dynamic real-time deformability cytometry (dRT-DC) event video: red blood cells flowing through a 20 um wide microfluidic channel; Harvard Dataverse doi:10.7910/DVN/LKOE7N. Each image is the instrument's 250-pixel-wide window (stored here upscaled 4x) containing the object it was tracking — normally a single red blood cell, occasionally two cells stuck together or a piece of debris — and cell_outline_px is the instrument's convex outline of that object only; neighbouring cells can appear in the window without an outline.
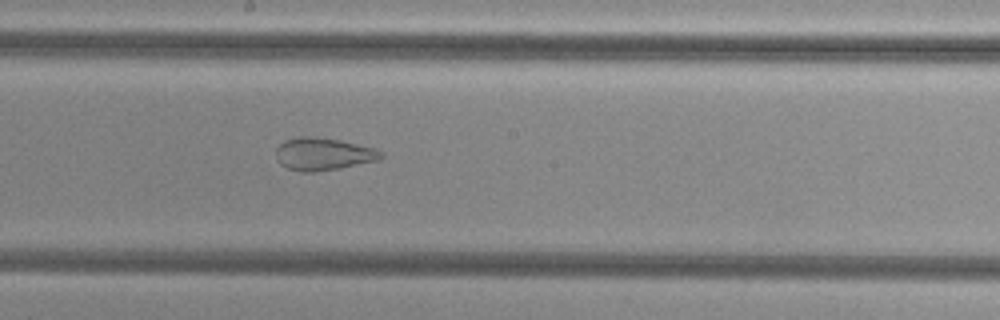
{"species": "common noctule bat (a hibernating species)", "species_latin": "Nyctalus noctula", "temperature_condition": "cold", "stored_images_in_passage": 54, "camera_frame_rate_fps": 3000, "um_per_image_px": 0.085, "animal": {"sex": "female", "body_mass_g": 29.2, "forearm_length_mm": 56.3}, "frame": {"image": 1, "passage_image": 30, "time_ms": 9.667, "image_size_px": [1000, 320], "cell_outline_px": [[384, 156], [380, 160], [340, 168], [316, 172], [300, 172], [288, 168], [280, 164], [276, 160], [276, 148], [284, 140], [296, 136], [312, 136], [340, 140], [376, 148], [384, 152]], "centroid_in_image_um": [27.48, 13.09], "position_along_channel_um": 220.7, "area_um2": 20.29}}
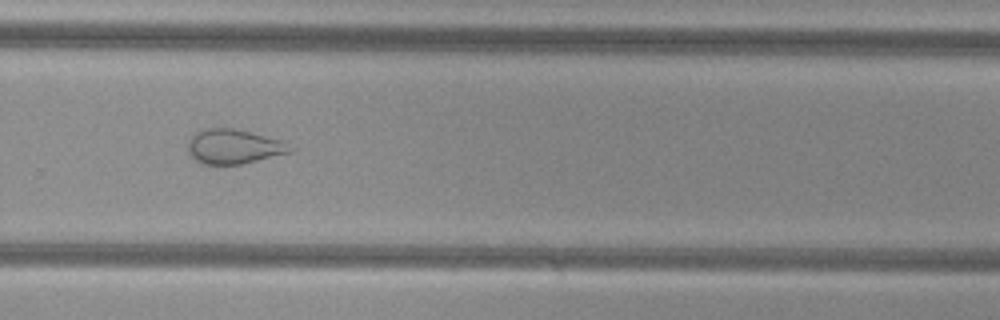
{"frame": {"image": 2, "passage_image": 37, "time_ms": 12.0, "image_size_px": [1000, 320], "cell_outline_px": [[296, 148], [292, 152], [240, 164], [200, 164], [188, 152], [188, 140], [196, 132], [204, 128], [232, 128], [284, 140]], "centroid_in_image_um": [19.9, 12.45], "position_along_channel_um": 309.9, "area_um2": 20.69}}
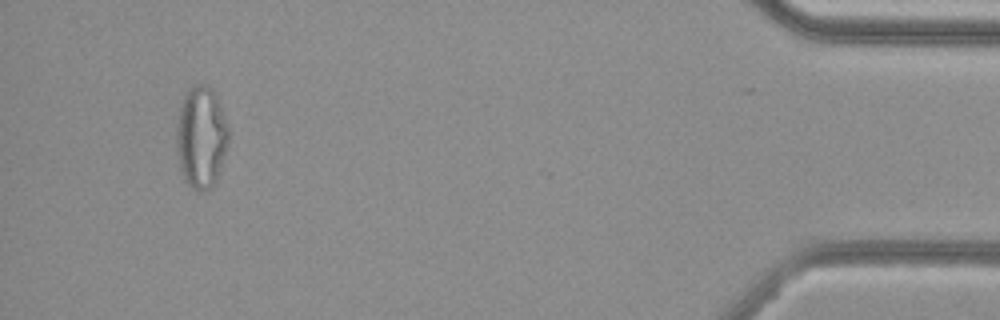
{"frame": {"image": 3, "passage_image": 51, "time_ms": 16.667, "image_size_px": [1000, 320], "cell_outline_px": [[228, 144], [216, 180], [212, 188], [204, 192], [196, 192], [184, 180], [180, 168], [176, 152], [176, 124], [180, 104], [188, 88], [196, 84], [204, 84], [212, 88], [216, 96], [228, 128]], "centroid_in_image_um": [17.07, 11.69], "position_along_channel_um": 418.1, "area_um2": 31.21}, "authors_computed_cell_mechanics": {"area_um2": 28.7266, "velocity_mm_per_s": 3.8276, "shape_relaxation_time_tau1_ms": null, "shape_relaxation_time_tau2_ms": 1.6415, "deformation_change_tau1": null, "deformation_change_tau2": 0.0908}}